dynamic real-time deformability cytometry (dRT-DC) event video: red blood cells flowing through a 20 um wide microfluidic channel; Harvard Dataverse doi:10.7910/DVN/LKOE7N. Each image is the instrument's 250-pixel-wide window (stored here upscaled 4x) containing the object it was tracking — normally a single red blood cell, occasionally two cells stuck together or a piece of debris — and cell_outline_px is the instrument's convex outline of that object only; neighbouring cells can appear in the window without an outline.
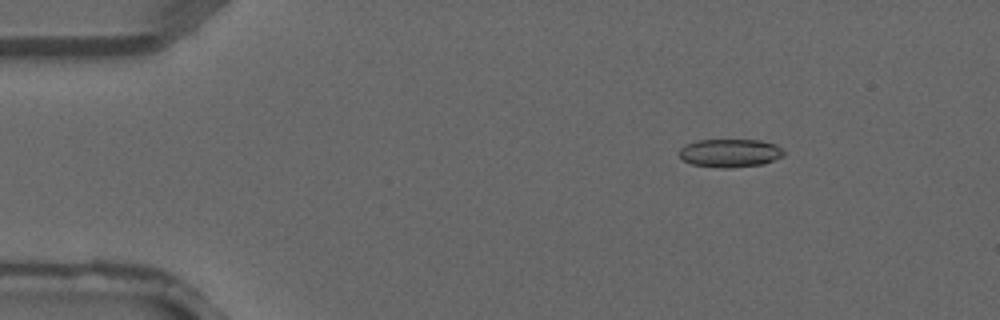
{"species": "common noctule bat (a hibernating species)", "species_latin": "Nyctalus noctula", "temperature_condition": "warm", "stored_images_in_passage": 4, "camera_frame_rate_fps": 3000, "um_per_image_px": 0.085, "animal": {"sex": "male", "forearm_length_mm": 52.5}, "frame": {"image": 1, "passage_image": 2, "time_ms": 0.333, "image_size_px": [1000, 320], "cell_outline_px": [[784, 156], [764, 164], [728, 168], [724, 168], [692, 164], [684, 160], [680, 156], [680, 148], [684, 144], [696, 140], [760, 140], [776, 144], [784, 152]], "centroid_in_image_um": [62.06, 13.0], "position_along_channel_um": 22.9, "area_um2": 17.22}}
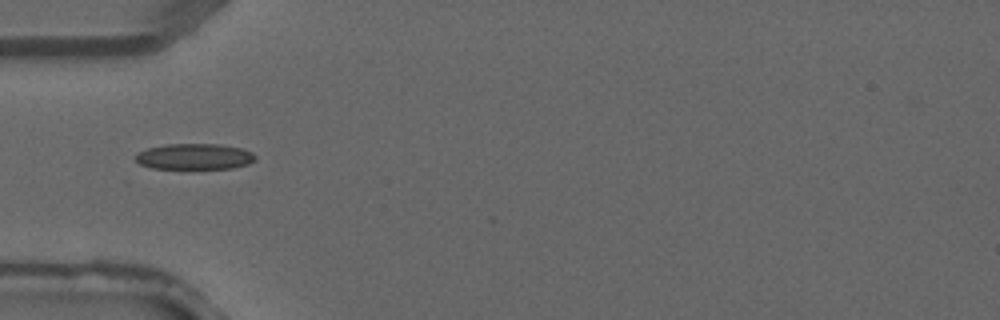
{"frame": {"image": 2, "passage_image": 4, "time_ms": 1.0, "image_size_px": [1000, 320], "cell_outline_px": [[256, 160], [248, 164], [232, 168], [152, 168], [140, 164], [136, 160], [136, 152], [148, 148], [168, 144], [220, 144], [240, 148], [252, 152], [256, 156]], "centroid_in_image_um": [16.54, 13.3], "position_along_channel_um": 68.5, "area_um2": 17.98}}